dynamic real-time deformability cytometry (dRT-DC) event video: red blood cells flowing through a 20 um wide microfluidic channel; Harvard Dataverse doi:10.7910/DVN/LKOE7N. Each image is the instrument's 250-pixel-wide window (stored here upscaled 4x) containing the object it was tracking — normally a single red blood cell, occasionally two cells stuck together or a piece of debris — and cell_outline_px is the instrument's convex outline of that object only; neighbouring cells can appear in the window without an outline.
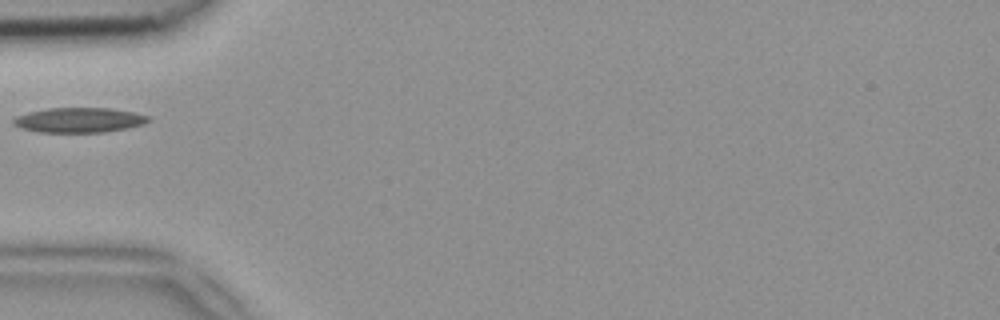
{"species": "common noctule bat (a hibernating species)", "species_latin": "Nyctalus noctula", "temperature_condition": "room temperature", "stored_images_in_passage": 18, "camera_frame_rate_fps": 3000, "um_per_image_px": 0.085, "animal": {"sex": "female", "body_mass_g": 18.4}, "frame": {"image": 1, "passage_image": 1, "time_ms": 0.0, "image_size_px": [1000, 320], "cell_outline_px": [[152, 120], [144, 124], [128, 128], [104, 132], [36, 132], [12, 124], [12, 120], [16, 116], [28, 112], [48, 108], [112, 108], [136, 112], [148, 116]], "centroid_in_image_um": [6.76, 10.2], "position_along_channel_um": 78.2, "area_um2": 19.71}}